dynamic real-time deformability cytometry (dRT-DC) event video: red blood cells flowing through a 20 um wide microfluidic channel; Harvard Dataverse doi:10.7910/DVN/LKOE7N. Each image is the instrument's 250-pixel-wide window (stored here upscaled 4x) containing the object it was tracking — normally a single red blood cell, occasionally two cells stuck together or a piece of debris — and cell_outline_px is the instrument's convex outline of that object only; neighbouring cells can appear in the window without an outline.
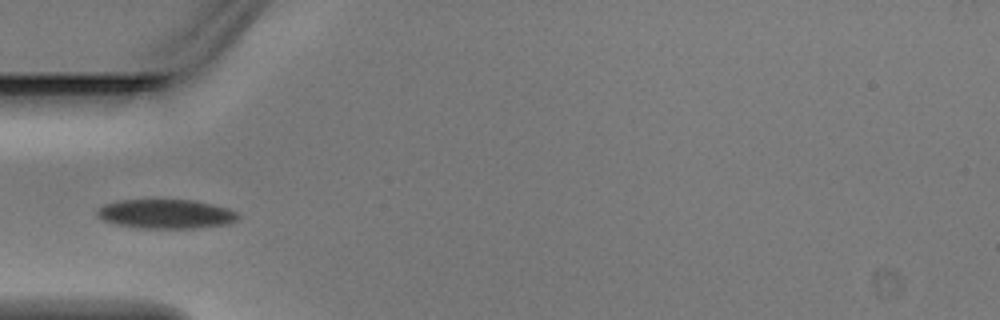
{"species": "Egyptian fruit bat (a non-hibernating species)", "species_latin": "Rousettus aegyptiacus", "temperature_condition": "warm", "stored_images_in_passage": 3, "camera_frame_rate_fps": 3000, "um_per_image_px": 0.085, "animal": {"sex": "male"}, "frame": {"image": 1, "passage_image": 3, "time_ms": 0.667, "image_size_px": [1000, 320], "cell_outline_px": [[240, 216], [236, 220], [228, 224], [192, 228], [140, 228], [116, 224], [104, 220], [96, 216], [96, 208], [104, 204], [116, 200], [196, 200], [228, 208], [236, 212]], "centroid_in_image_um": [14.07, 18.18], "position_along_channel_um": 70.9, "area_um2": 24.1}}